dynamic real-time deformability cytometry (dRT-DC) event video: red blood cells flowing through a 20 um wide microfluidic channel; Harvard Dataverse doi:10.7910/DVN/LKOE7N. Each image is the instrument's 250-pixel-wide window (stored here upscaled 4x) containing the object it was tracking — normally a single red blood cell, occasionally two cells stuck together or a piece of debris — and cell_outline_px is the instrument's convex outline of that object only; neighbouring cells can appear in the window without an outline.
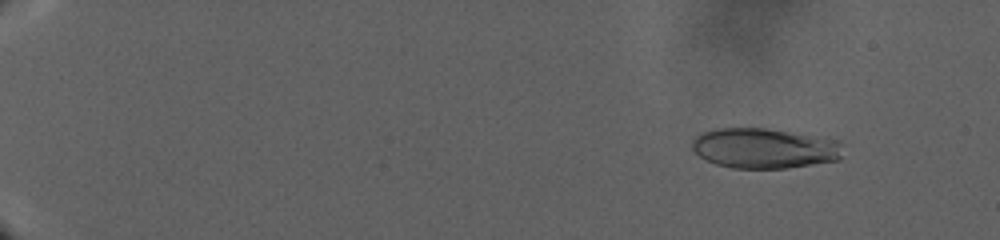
{"species": "human", "species_latin": "Homo sapiens", "temperature_condition": "warm", "stored_images_in_passage": 71, "camera_frame_rate_fps": 3000, "um_per_image_px": 0.085, "donor": {"sex": "male"}, "frame": {"image": 1, "passage_image": 6, "time_ms": 4.667, "image_size_px": [1000, 240], "cell_outline_px": [[844, 144], [840, 160], [788, 168], [732, 168], [716, 164], [700, 156], [692, 148], [692, 140], [696, 136], [704, 132], [716, 128], [768, 128], [828, 136], [840, 140]], "centroid_in_image_um": [65.08, 12.58], "position_along_channel_um": 19.9, "area_um2": 36.07}}
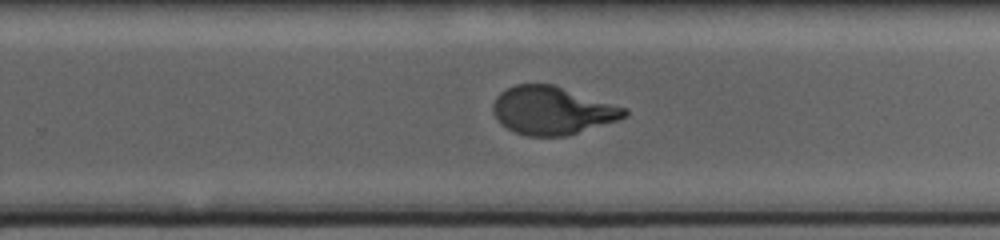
{"frame": {"image": 2, "passage_image": 42, "time_ms": 28.667, "image_size_px": [1000, 240], "cell_outline_px": [[628, 116], [568, 136], [528, 136], [516, 132], [500, 124], [496, 120], [492, 112], [492, 104], [496, 96], [500, 92], [516, 84], [552, 84], [628, 108]], "centroid_in_image_um": [46.92, 9.39], "position_along_channel_um": 282.9, "area_um2": 36.88}}
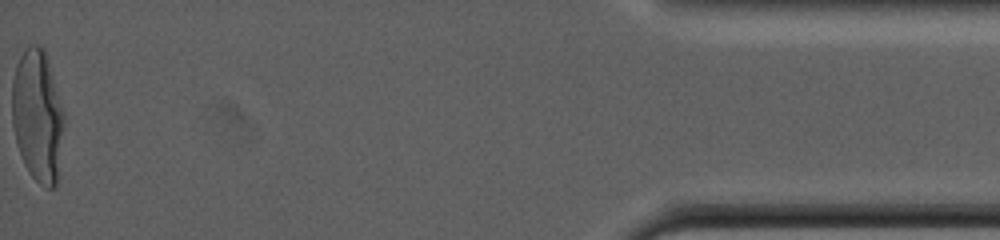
{"frame": {"image": 3, "passage_image": 71, "time_ms": 40.667, "image_size_px": [1000, 240], "cell_outline_px": [[64, 124], [56, 184], [52, 188], [44, 188], [28, 172], [24, 164], [16, 144], [12, 124], [12, 80], [16, 64], [20, 56], [32, 44], [36, 44], [44, 48], [64, 112]], "centroid_in_image_um": [3.18, 9.86], "position_along_channel_um": 432.0, "area_um2": 39.94}}